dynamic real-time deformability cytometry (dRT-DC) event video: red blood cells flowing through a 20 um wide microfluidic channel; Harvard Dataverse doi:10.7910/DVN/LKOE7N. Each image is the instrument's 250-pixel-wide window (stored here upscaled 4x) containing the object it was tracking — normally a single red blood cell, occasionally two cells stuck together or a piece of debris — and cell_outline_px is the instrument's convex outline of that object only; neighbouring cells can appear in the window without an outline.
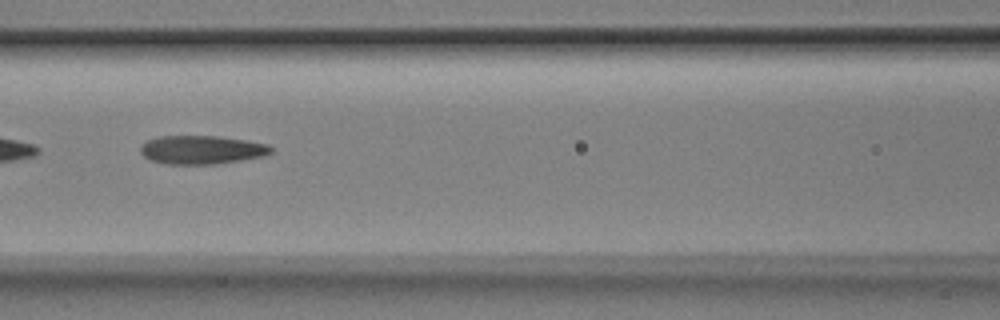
{"species": "Egyptian fruit bat (a non-hibernating species)", "species_latin": "Rousettus aegyptiacus", "temperature_condition": "room temperature", "stored_images_in_passage": 50, "camera_frame_rate_fps": 3000, "um_per_image_px": 0.085, "animal": {"sex": "male"}, "frame": {"image": 1, "passage_image": 22, "time_ms": 7.0, "image_size_px": [1000, 320], "cell_outline_px": [[272, 152], [264, 156], [216, 164], [168, 164], [152, 160], [144, 156], [140, 152], [140, 144], [148, 140], [160, 136], [220, 136], [248, 140], [268, 144], [272, 148]], "centroid_in_image_um": [17.16, 12.72], "position_along_channel_um": 149.4, "area_um2": 21.79}}
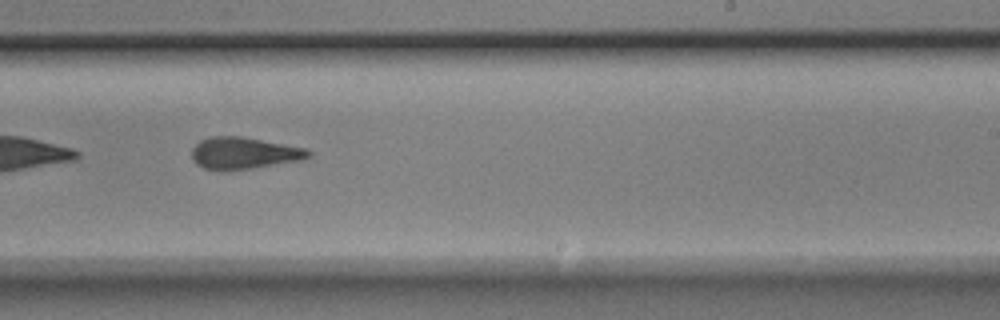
{"frame": {"image": 2, "passage_image": 31, "time_ms": 10.0, "image_size_px": [1000, 320], "cell_outline_px": [[312, 156], [304, 160], [248, 168], [204, 168], [196, 164], [192, 160], [192, 148], [200, 140], [208, 136], [244, 136], [308, 148], [312, 152]], "centroid_in_image_um": [20.8, 12.97], "position_along_channel_um": 268.2, "area_um2": 21.5}}
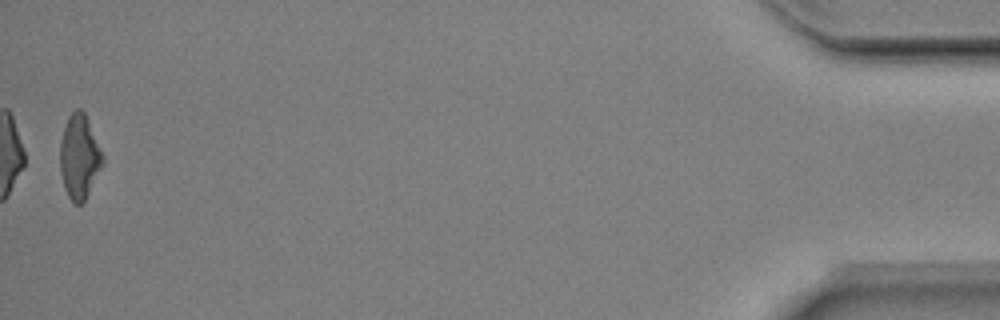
{"frame": {"image": 3, "passage_image": 50, "time_ms": 16.333, "image_size_px": [1000, 320], "cell_outline_px": [[104, 164], [84, 200], [80, 204], [72, 204], [64, 188], [60, 172], [60, 140], [68, 116], [76, 108], [80, 108], [84, 112], [104, 156]], "centroid_in_image_um": [6.74, 13.34], "position_along_channel_um": 428.5, "area_um2": 20.92}, "authors_computed_cell_mechanics": {"area_um2": 22.0507, "velocity_mm_per_s": 3.9782, "shape_relaxation_time_tau1_ms": 8.6569, "shape_relaxation_time_tau2_ms": 2.9059, "deformation_change_tau1": 0.2319, "deformation_change_tau2": 0.1329}}